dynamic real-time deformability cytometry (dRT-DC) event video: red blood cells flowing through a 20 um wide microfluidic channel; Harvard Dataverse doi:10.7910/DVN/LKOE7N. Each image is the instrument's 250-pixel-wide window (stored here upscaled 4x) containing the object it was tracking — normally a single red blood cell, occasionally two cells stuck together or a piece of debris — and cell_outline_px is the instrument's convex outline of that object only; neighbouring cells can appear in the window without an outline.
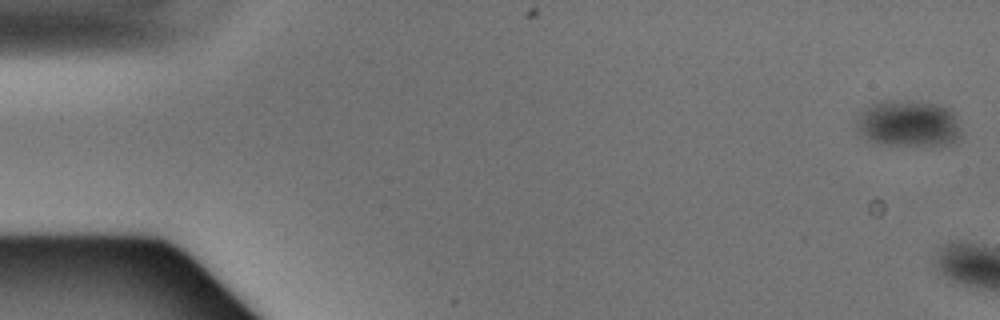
{"species": "Egyptian fruit bat (a non-hibernating species)", "species_latin": "Rousettus aegyptiacus", "temperature_condition": "warm", "stored_images_in_passage": 8, "camera_frame_rate_fps": 3000, "um_per_image_px": 0.085, "animal": {"sex": "male"}, "frame": {"image": 1, "passage_image": 1, "time_ms": 0.0, "image_size_px": [1000, 320], "cell_outline_px": [[964, 136], [956, 144], [940, 148], [920, 148], [880, 144], [868, 140], [856, 128], [856, 116], [864, 108], [880, 100], [912, 100], [940, 104], [948, 108], [956, 116], [964, 132]], "centroid_in_image_um": [77.32, 10.56], "position_along_channel_um": 7.7, "area_um2": 30.46}}